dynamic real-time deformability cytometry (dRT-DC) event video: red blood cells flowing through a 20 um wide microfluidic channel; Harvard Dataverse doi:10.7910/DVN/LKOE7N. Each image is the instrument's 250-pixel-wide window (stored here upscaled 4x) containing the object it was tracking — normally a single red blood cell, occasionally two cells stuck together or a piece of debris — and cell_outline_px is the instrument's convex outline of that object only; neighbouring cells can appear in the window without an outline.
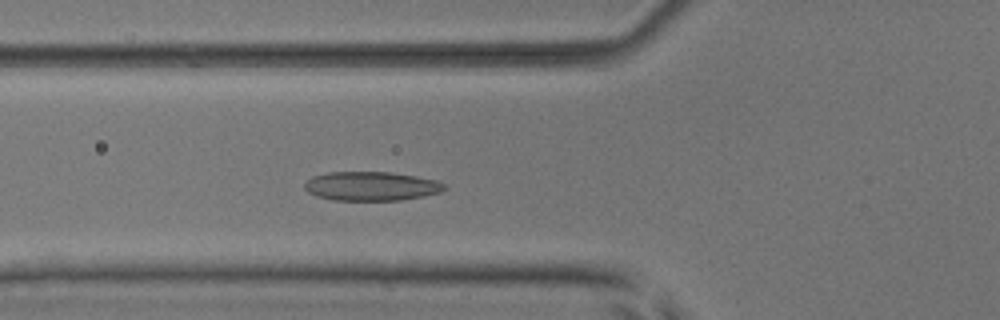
{"species": "common noctule bat (a hibernating species)", "species_latin": "Nyctalus noctula", "temperature_condition": "room temperature", "stored_images_in_passage": 40, "camera_frame_rate_fps": 3000, "um_per_image_px": 0.085, "animal": {"sex": "male", "body_mass_g": 17.9, "forearm_length_mm": 54.2}, "frame": {"image": 1, "passage_image": 7, "time_ms": 2.0, "image_size_px": [1000, 320], "cell_outline_px": [[448, 188], [440, 192], [424, 196], [400, 200], [332, 200], [316, 196], [308, 192], [304, 188], [304, 184], [312, 176], [328, 172], [392, 172], [416, 176], [436, 180], [444, 184]], "centroid_in_image_um": [31.56, 15.82], "position_along_channel_um": 94.2, "area_um2": 23.76}}
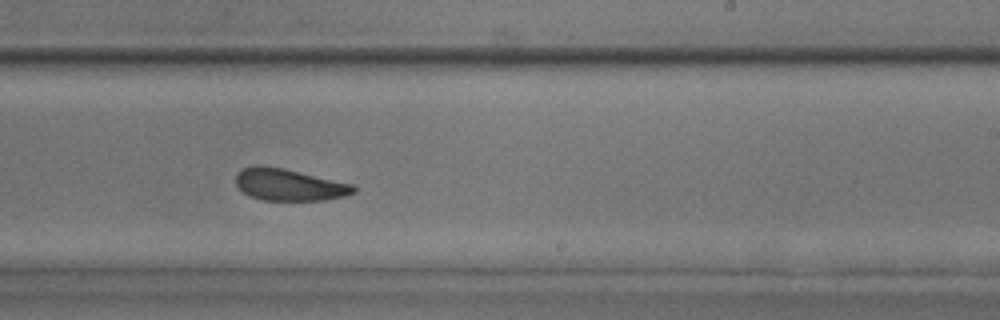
{"frame": {"image": 2, "passage_image": 20, "time_ms": 6.333, "image_size_px": [1000, 320], "cell_outline_px": [[356, 192], [344, 196], [324, 200], [260, 200], [248, 196], [236, 184], [236, 176], [244, 168], [256, 164], [260, 164], [280, 168], [352, 184], [356, 188]], "centroid_in_image_um": [24.55, 15.71], "position_along_channel_um": 264.5, "area_um2": 21.56}}
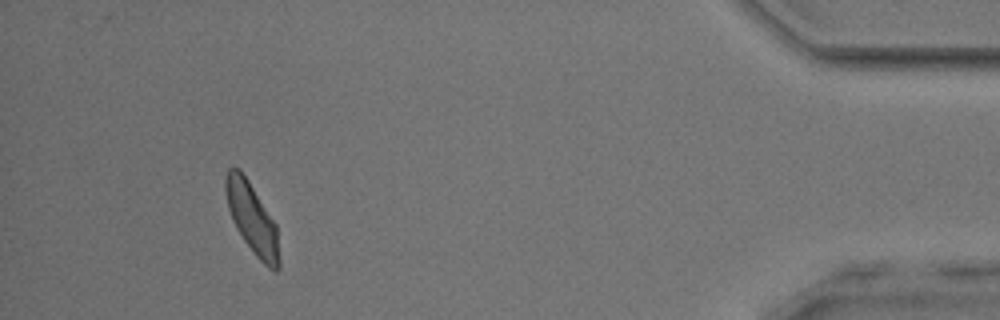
{"frame": {"image": 3, "passage_image": 36, "time_ms": 11.667, "image_size_px": [1000, 320], "cell_outline_px": [[280, 268], [276, 272], [268, 268], [256, 256], [244, 240], [236, 228], [232, 220], [228, 208], [224, 192], [224, 176], [228, 168], [240, 168], [248, 180], [276, 224], [280, 260]], "centroid_in_image_um": [21.41, 18.56], "position_along_channel_um": 413.8, "area_um2": 22.14}, "authors_computed_cell_mechanics": {"area_um2": 22.1952, "velocity_mm_per_s": 3.9425, "shape_relaxation_time_tau1_ms": 4.1559, "shape_relaxation_time_tau2_ms": 2.7392, "deformation_change_tau1": 0.1185, "deformation_change_tau2": 0.1018}}